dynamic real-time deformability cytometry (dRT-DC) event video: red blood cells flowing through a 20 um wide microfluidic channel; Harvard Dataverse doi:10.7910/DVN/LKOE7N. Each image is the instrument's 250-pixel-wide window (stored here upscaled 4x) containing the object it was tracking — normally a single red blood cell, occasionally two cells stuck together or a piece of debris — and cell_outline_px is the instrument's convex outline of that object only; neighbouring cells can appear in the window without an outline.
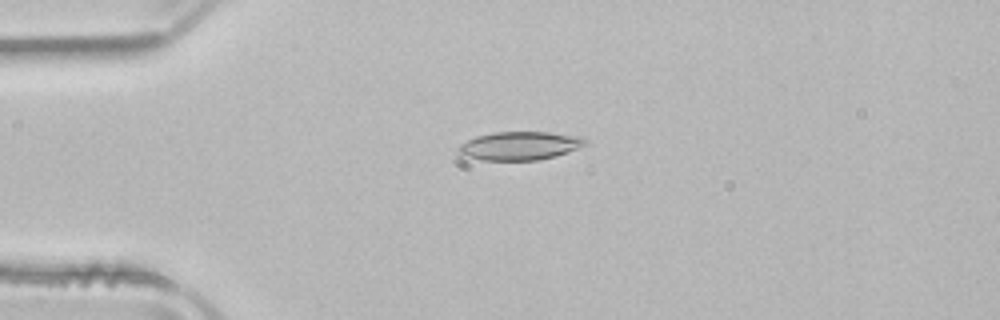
{"species": "common noctule bat (a hibernating species)", "species_latin": "Nyctalus noctula", "temperature_condition": "room temperature", "stored_images_in_passage": 40, "camera_frame_rate_fps": 3000, "um_per_image_px": 0.085, "animal": {"sex": "male", "body_mass_g": 21.5, "forearm_length_mm": 52.0}, "frame": {"image": 1, "passage_image": 1, "time_ms": 0.0, "image_size_px": [1000, 320], "cell_outline_px": [[584, 144], [576, 148], [556, 156], [536, 160], [484, 160], [464, 156], [456, 148], [460, 144], [476, 136], [492, 132], [548, 132], [580, 136], [584, 140]], "centroid_in_image_um": [44.12, 12.38], "position_along_channel_um": 40.9, "area_um2": 20.69}}
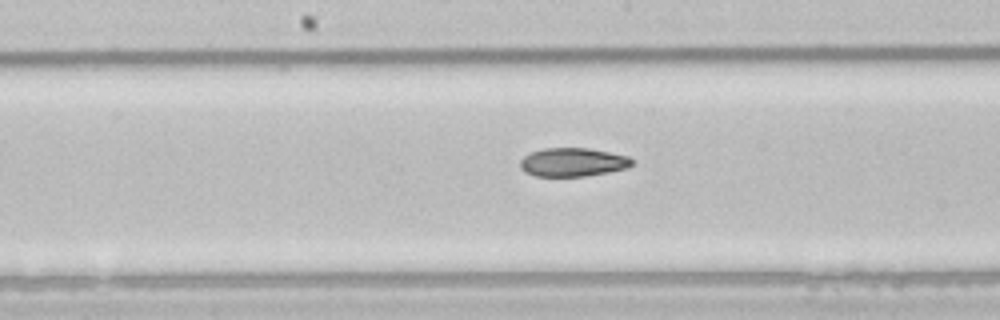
{"frame": {"image": 2, "passage_image": 15, "time_ms": 4.667, "image_size_px": [1000, 320], "cell_outline_px": [[632, 164], [628, 168], [608, 172], [584, 176], [536, 176], [524, 172], [520, 168], [520, 160], [524, 156], [532, 152], [544, 148], [588, 148], [628, 156], [632, 160]], "centroid_in_image_um": [48.66, 13.79], "position_along_channel_um": 199.5, "area_um2": 18.55}}
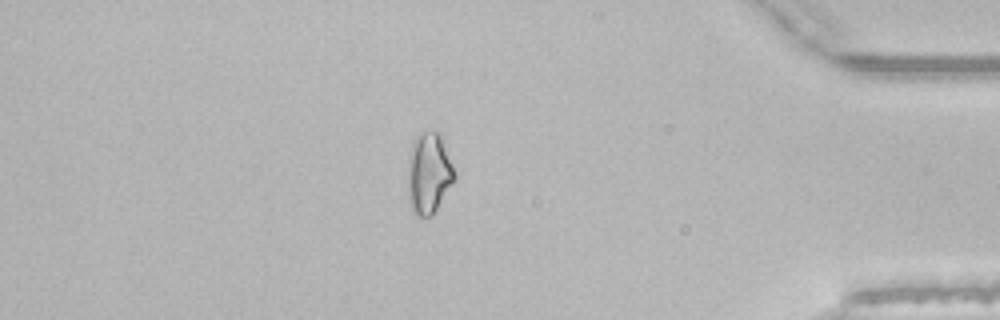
{"frame": {"image": 3, "passage_image": 33, "time_ms": 10.667, "image_size_px": [1000, 320], "cell_outline_px": [[456, 176], [432, 216], [416, 216], [408, 200], [408, 164], [412, 140], [416, 136], [432, 128], [436, 128], [440, 132], [456, 172]], "centroid_in_image_um": [36.45, 14.66], "position_along_channel_um": 398.8, "area_um2": 22.31}, "authors_computed_cell_mechanics": {"area_um2": 19.7965, "velocity_mm_per_s": 3.9479, "shape_relaxation_time_tau1_ms": 5.8375, "shape_relaxation_time_tau2_ms": 5.6348, "deformation_change_tau1": 0.1768, "deformation_change_tau2": 0.1288}}